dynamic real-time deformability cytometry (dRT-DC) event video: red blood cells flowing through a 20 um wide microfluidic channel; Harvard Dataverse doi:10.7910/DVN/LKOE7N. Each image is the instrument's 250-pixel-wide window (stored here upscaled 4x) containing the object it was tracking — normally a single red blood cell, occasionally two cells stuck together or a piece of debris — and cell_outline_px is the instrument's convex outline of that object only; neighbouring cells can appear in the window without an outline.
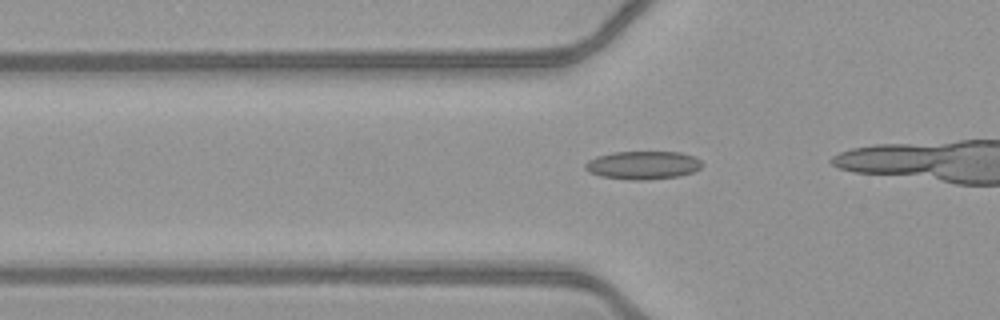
{"species": "common noctule bat (a hibernating species)", "species_latin": "Nyctalus noctula", "temperature_condition": "warm", "stored_images_in_passage": 19, "camera_frame_rate_fps": 3000, "um_per_image_px": 0.085, "animal": {"sex": "female", "body_mass_g": 21.9}, "frame": {"image": 1, "passage_image": 14, "time_ms": 4.333, "image_size_px": [1000, 320], "cell_outline_px": [[704, 164], [700, 168], [692, 172], [680, 176], [644, 180], [632, 180], [600, 176], [588, 172], [584, 168], [584, 164], [588, 160], [596, 156], [612, 152], [680, 152], [692, 156], [700, 160]], "centroid_in_image_um": [54.62, 14.04], "position_along_channel_um": 71.2, "area_um2": 19.31}}